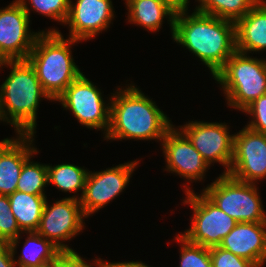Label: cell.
I'll use <instances>...</instances> for the list:
<instances>
[{
	"label": "cell",
	"instance_id": "18",
	"mask_svg": "<svg viewBox=\"0 0 266 267\" xmlns=\"http://www.w3.org/2000/svg\"><path fill=\"white\" fill-rule=\"evenodd\" d=\"M235 25L237 51L245 54L266 51V0H260Z\"/></svg>",
	"mask_w": 266,
	"mask_h": 267
},
{
	"label": "cell",
	"instance_id": "31",
	"mask_svg": "<svg viewBox=\"0 0 266 267\" xmlns=\"http://www.w3.org/2000/svg\"><path fill=\"white\" fill-rule=\"evenodd\" d=\"M0 267H17L8 242L0 241Z\"/></svg>",
	"mask_w": 266,
	"mask_h": 267
},
{
	"label": "cell",
	"instance_id": "28",
	"mask_svg": "<svg viewBox=\"0 0 266 267\" xmlns=\"http://www.w3.org/2000/svg\"><path fill=\"white\" fill-rule=\"evenodd\" d=\"M243 112L252 118L245 126L255 132L266 134V94L254 100Z\"/></svg>",
	"mask_w": 266,
	"mask_h": 267
},
{
	"label": "cell",
	"instance_id": "15",
	"mask_svg": "<svg viewBox=\"0 0 266 267\" xmlns=\"http://www.w3.org/2000/svg\"><path fill=\"white\" fill-rule=\"evenodd\" d=\"M113 7L112 0H70L64 23L69 25V38L87 41L107 30L115 17Z\"/></svg>",
	"mask_w": 266,
	"mask_h": 267
},
{
	"label": "cell",
	"instance_id": "4",
	"mask_svg": "<svg viewBox=\"0 0 266 267\" xmlns=\"http://www.w3.org/2000/svg\"><path fill=\"white\" fill-rule=\"evenodd\" d=\"M50 29V30H49ZM37 36L27 61L34 68L45 93L56 99L82 73L74 62L71 46L81 41L64 38L60 30L49 28Z\"/></svg>",
	"mask_w": 266,
	"mask_h": 267
},
{
	"label": "cell",
	"instance_id": "16",
	"mask_svg": "<svg viewBox=\"0 0 266 267\" xmlns=\"http://www.w3.org/2000/svg\"><path fill=\"white\" fill-rule=\"evenodd\" d=\"M34 134H17L0 141V194L9 196L17 190L24 162L39 152L33 145Z\"/></svg>",
	"mask_w": 266,
	"mask_h": 267
},
{
	"label": "cell",
	"instance_id": "10",
	"mask_svg": "<svg viewBox=\"0 0 266 267\" xmlns=\"http://www.w3.org/2000/svg\"><path fill=\"white\" fill-rule=\"evenodd\" d=\"M209 166L219 163L228 174L233 159L234 134L229 125L218 122L189 121L177 126Z\"/></svg>",
	"mask_w": 266,
	"mask_h": 267
},
{
	"label": "cell",
	"instance_id": "34",
	"mask_svg": "<svg viewBox=\"0 0 266 267\" xmlns=\"http://www.w3.org/2000/svg\"><path fill=\"white\" fill-rule=\"evenodd\" d=\"M41 267H64V253H62L55 261L45 264Z\"/></svg>",
	"mask_w": 266,
	"mask_h": 267
},
{
	"label": "cell",
	"instance_id": "30",
	"mask_svg": "<svg viewBox=\"0 0 266 267\" xmlns=\"http://www.w3.org/2000/svg\"><path fill=\"white\" fill-rule=\"evenodd\" d=\"M92 264L87 263L76 251L64 253V267H108V261L101 258H96Z\"/></svg>",
	"mask_w": 266,
	"mask_h": 267
},
{
	"label": "cell",
	"instance_id": "8",
	"mask_svg": "<svg viewBox=\"0 0 266 267\" xmlns=\"http://www.w3.org/2000/svg\"><path fill=\"white\" fill-rule=\"evenodd\" d=\"M82 72L56 99L64 109L88 129L104 131L106 135L110 124V98L107 103L102 92ZM107 103V104H106Z\"/></svg>",
	"mask_w": 266,
	"mask_h": 267
},
{
	"label": "cell",
	"instance_id": "26",
	"mask_svg": "<svg viewBox=\"0 0 266 267\" xmlns=\"http://www.w3.org/2000/svg\"><path fill=\"white\" fill-rule=\"evenodd\" d=\"M30 17V11L49 17L64 25L69 13L70 0H17ZM28 1V2H27ZM30 5V8H29ZM32 9V10H31Z\"/></svg>",
	"mask_w": 266,
	"mask_h": 267
},
{
	"label": "cell",
	"instance_id": "17",
	"mask_svg": "<svg viewBox=\"0 0 266 267\" xmlns=\"http://www.w3.org/2000/svg\"><path fill=\"white\" fill-rule=\"evenodd\" d=\"M219 247L257 267L266 262V222H237L235 227L222 239Z\"/></svg>",
	"mask_w": 266,
	"mask_h": 267
},
{
	"label": "cell",
	"instance_id": "11",
	"mask_svg": "<svg viewBox=\"0 0 266 267\" xmlns=\"http://www.w3.org/2000/svg\"><path fill=\"white\" fill-rule=\"evenodd\" d=\"M138 164L139 160L136 159L106 170L89 171L84 193L80 199L84 215L91 216L119 196L128 186Z\"/></svg>",
	"mask_w": 266,
	"mask_h": 267
},
{
	"label": "cell",
	"instance_id": "1",
	"mask_svg": "<svg viewBox=\"0 0 266 267\" xmlns=\"http://www.w3.org/2000/svg\"><path fill=\"white\" fill-rule=\"evenodd\" d=\"M188 11L176 12L172 39L197 56L214 77L237 51L236 25L196 10L191 14Z\"/></svg>",
	"mask_w": 266,
	"mask_h": 267
},
{
	"label": "cell",
	"instance_id": "14",
	"mask_svg": "<svg viewBox=\"0 0 266 267\" xmlns=\"http://www.w3.org/2000/svg\"><path fill=\"white\" fill-rule=\"evenodd\" d=\"M161 146L166 163L164 171L175 173L192 183L205 178L210 166L175 125L166 133Z\"/></svg>",
	"mask_w": 266,
	"mask_h": 267
},
{
	"label": "cell",
	"instance_id": "29",
	"mask_svg": "<svg viewBox=\"0 0 266 267\" xmlns=\"http://www.w3.org/2000/svg\"><path fill=\"white\" fill-rule=\"evenodd\" d=\"M210 258L213 267H257L249 260L236 256L219 246L210 248Z\"/></svg>",
	"mask_w": 266,
	"mask_h": 267
},
{
	"label": "cell",
	"instance_id": "24",
	"mask_svg": "<svg viewBox=\"0 0 266 267\" xmlns=\"http://www.w3.org/2000/svg\"><path fill=\"white\" fill-rule=\"evenodd\" d=\"M32 157H34V154L23 164L17 190L26 194L46 195L44 188L48 185L47 164L31 161Z\"/></svg>",
	"mask_w": 266,
	"mask_h": 267
},
{
	"label": "cell",
	"instance_id": "25",
	"mask_svg": "<svg viewBox=\"0 0 266 267\" xmlns=\"http://www.w3.org/2000/svg\"><path fill=\"white\" fill-rule=\"evenodd\" d=\"M11 212L8 196L0 194V241L8 242L13 256L16 254L20 236L24 234Z\"/></svg>",
	"mask_w": 266,
	"mask_h": 267
},
{
	"label": "cell",
	"instance_id": "33",
	"mask_svg": "<svg viewBox=\"0 0 266 267\" xmlns=\"http://www.w3.org/2000/svg\"><path fill=\"white\" fill-rule=\"evenodd\" d=\"M108 267H151L142 261L108 262Z\"/></svg>",
	"mask_w": 266,
	"mask_h": 267
},
{
	"label": "cell",
	"instance_id": "27",
	"mask_svg": "<svg viewBox=\"0 0 266 267\" xmlns=\"http://www.w3.org/2000/svg\"><path fill=\"white\" fill-rule=\"evenodd\" d=\"M174 240L181 245L179 267H213L210 248L191 243L181 234L176 235Z\"/></svg>",
	"mask_w": 266,
	"mask_h": 267
},
{
	"label": "cell",
	"instance_id": "9",
	"mask_svg": "<svg viewBox=\"0 0 266 267\" xmlns=\"http://www.w3.org/2000/svg\"><path fill=\"white\" fill-rule=\"evenodd\" d=\"M83 218L87 217L82 211L77 195L56 200L52 205L48 204L46 199L37 232L51 241L63 253L75 252L63 242L70 241L84 230Z\"/></svg>",
	"mask_w": 266,
	"mask_h": 267
},
{
	"label": "cell",
	"instance_id": "22",
	"mask_svg": "<svg viewBox=\"0 0 266 267\" xmlns=\"http://www.w3.org/2000/svg\"><path fill=\"white\" fill-rule=\"evenodd\" d=\"M48 185L54 184L59 191L77 193L81 191L80 200L85 189L89 170L70 163L55 166L47 164Z\"/></svg>",
	"mask_w": 266,
	"mask_h": 267
},
{
	"label": "cell",
	"instance_id": "13",
	"mask_svg": "<svg viewBox=\"0 0 266 267\" xmlns=\"http://www.w3.org/2000/svg\"><path fill=\"white\" fill-rule=\"evenodd\" d=\"M228 174L239 181L255 184L266 179V134L247 126L234 134L233 159Z\"/></svg>",
	"mask_w": 266,
	"mask_h": 267
},
{
	"label": "cell",
	"instance_id": "2",
	"mask_svg": "<svg viewBox=\"0 0 266 267\" xmlns=\"http://www.w3.org/2000/svg\"><path fill=\"white\" fill-rule=\"evenodd\" d=\"M130 85V86H129ZM110 124L105 140L162 141L174 126L152 99L135 86L118 87L111 93Z\"/></svg>",
	"mask_w": 266,
	"mask_h": 267
},
{
	"label": "cell",
	"instance_id": "7",
	"mask_svg": "<svg viewBox=\"0 0 266 267\" xmlns=\"http://www.w3.org/2000/svg\"><path fill=\"white\" fill-rule=\"evenodd\" d=\"M185 189L184 204H188L193 215L191 226L181 235L189 242L206 248L219 246L222 239L235 227L236 221L215 206L202 192L196 194L189 186Z\"/></svg>",
	"mask_w": 266,
	"mask_h": 267
},
{
	"label": "cell",
	"instance_id": "19",
	"mask_svg": "<svg viewBox=\"0 0 266 267\" xmlns=\"http://www.w3.org/2000/svg\"><path fill=\"white\" fill-rule=\"evenodd\" d=\"M128 10L127 20L131 24L143 26L150 32H159L165 18L174 34V18L176 11L164 0H125ZM164 19V20H163Z\"/></svg>",
	"mask_w": 266,
	"mask_h": 267
},
{
	"label": "cell",
	"instance_id": "3",
	"mask_svg": "<svg viewBox=\"0 0 266 267\" xmlns=\"http://www.w3.org/2000/svg\"><path fill=\"white\" fill-rule=\"evenodd\" d=\"M0 67L11 70L0 85V121L11 124L16 135L35 134L40 100L51 98L27 60L1 61Z\"/></svg>",
	"mask_w": 266,
	"mask_h": 267
},
{
	"label": "cell",
	"instance_id": "6",
	"mask_svg": "<svg viewBox=\"0 0 266 267\" xmlns=\"http://www.w3.org/2000/svg\"><path fill=\"white\" fill-rule=\"evenodd\" d=\"M256 185L222 173L201 192L236 222H266Z\"/></svg>",
	"mask_w": 266,
	"mask_h": 267
},
{
	"label": "cell",
	"instance_id": "32",
	"mask_svg": "<svg viewBox=\"0 0 266 267\" xmlns=\"http://www.w3.org/2000/svg\"><path fill=\"white\" fill-rule=\"evenodd\" d=\"M164 1L176 12L188 10V5L190 2V0H164Z\"/></svg>",
	"mask_w": 266,
	"mask_h": 267
},
{
	"label": "cell",
	"instance_id": "20",
	"mask_svg": "<svg viewBox=\"0 0 266 267\" xmlns=\"http://www.w3.org/2000/svg\"><path fill=\"white\" fill-rule=\"evenodd\" d=\"M11 212L22 232L37 231L40 225L46 195H32L16 190L8 196Z\"/></svg>",
	"mask_w": 266,
	"mask_h": 267
},
{
	"label": "cell",
	"instance_id": "23",
	"mask_svg": "<svg viewBox=\"0 0 266 267\" xmlns=\"http://www.w3.org/2000/svg\"><path fill=\"white\" fill-rule=\"evenodd\" d=\"M260 0H198L197 12L236 23Z\"/></svg>",
	"mask_w": 266,
	"mask_h": 267
},
{
	"label": "cell",
	"instance_id": "21",
	"mask_svg": "<svg viewBox=\"0 0 266 267\" xmlns=\"http://www.w3.org/2000/svg\"><path fill=\"white\" fill-rule=\"evenodd\" d=\"M26 237L20 256L15 259L17 267H41L55 261L63 253L51 241L37 231L25 232Z\"/></svg>",
	"mask_w": 266,
	"mask_h": 267
},
{
	"label": "cell",
	"instance_id": "12",
	"mask_svg": "<svg viewBox=\"0 0 266 267\" xmlns=\"http://www.w3.org/2000/svg\"><path fill=\"white\" fill-rule=\"evenodd\" d=\"M30 21L17 0L0 9V62L27 59L41 33L31 32Z\"/></svg>",
	"mask_w": 266,
	"mask_h": 267
},
{
	"label": "cell",
	"instance_id": "5",
	"mask_svg": "<svg viewBox=\"0 0 266 267\" xmlns=\"http://www.w3.org/2000/svg\"><path fill=\"white\" fill-rule=\"evenodd\" d=\"M213 79L223 89L228 106L243 113L266 94V60L236 51Z\"/></svg>",
	"mask_w": 266,
	"mask_h": 267
}]
</instances>
